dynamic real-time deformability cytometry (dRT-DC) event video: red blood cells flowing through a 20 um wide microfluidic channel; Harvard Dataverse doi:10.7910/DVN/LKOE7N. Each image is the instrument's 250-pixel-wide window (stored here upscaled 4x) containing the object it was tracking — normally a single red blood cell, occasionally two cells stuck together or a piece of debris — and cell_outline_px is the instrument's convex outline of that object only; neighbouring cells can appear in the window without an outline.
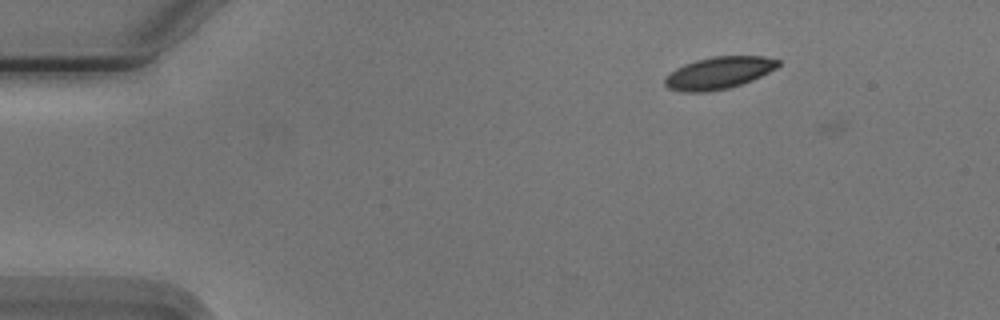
{"species": "Egyptian fruit bat (a non-hibernating species)", "species_latin": "Rousettus aegyptiacus", "temperature_condition": "cold", "stored_images_in_passage": 6, "camera_frame_rate_fps": 3000, "um_per_image_px": 0.085, "animal": {"sex": "male"}, "frame": {"image": 1, "passage_image": 5, "time_ms": 1.333, "image_size_px": [1000, 320], "cell_outline_px": [[780, 64], [776, 68], [752, 80], [728, 88], [708, 92], [680, 92], [668, 88], [664, 84], [664, 76], [676, 68], [684, 64], [696, 60], [712, 56], [764, 56], [780, 60]], "centroid_in_image_um": [61.05, 6.2], "position_along_channel_um": 23.9, "area_um2": 21.33}}